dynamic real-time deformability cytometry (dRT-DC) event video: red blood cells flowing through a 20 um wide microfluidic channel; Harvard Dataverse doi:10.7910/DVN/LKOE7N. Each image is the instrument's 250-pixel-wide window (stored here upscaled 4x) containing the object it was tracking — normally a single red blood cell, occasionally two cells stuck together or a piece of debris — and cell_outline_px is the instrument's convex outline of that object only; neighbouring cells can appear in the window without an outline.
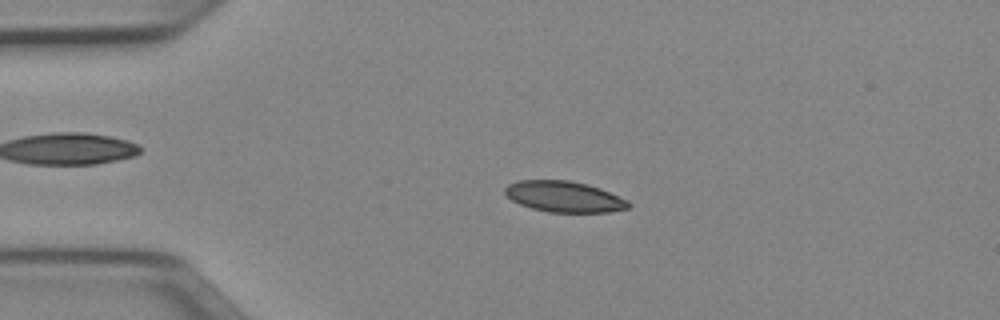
{"species": "Egyptian fruit bat (a non-hibernating species)", "species_latin": "Rousettus aegyptiacus", "temperature_condition": "cold", "stored_images_in_passage": 47, "camera_frame_rate_fps": 3000, "um_per_image_px": 0.085, "animal": {"sex": "female"}, "frame": {"image": 1, "passage_image": 7, "time_ms": 2.0, "image_size_px": [1000, 320], "cell_outline_px": [[632, 204], [628, 208], [608, 212], [548, 212], [532, 208], [520, 204], [512, 200], [504, 192], [504, 188], [508, 184], [516, 180], [568, 180], [588, 184], [600, 188], [628, 200]], "centroid_in_image_um": [47.95, 16.71], "position_along_channel_um": 37.1, "area_um2": 22.31}}
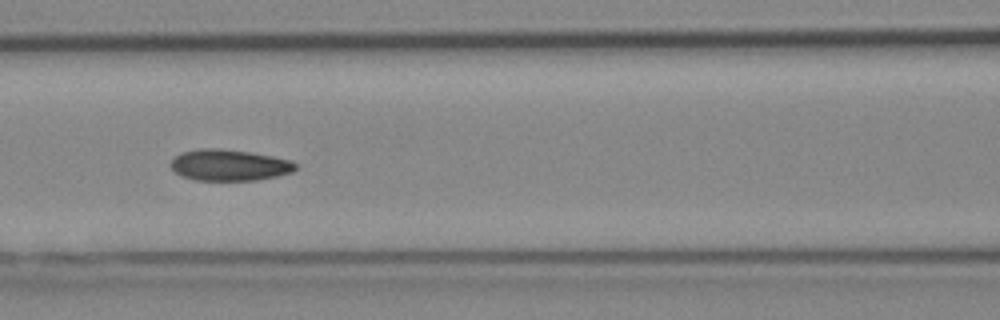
{"frame": {"image": 2, "passage_image": 18, "time_ms": 5.667, "image_size_px": [1000, 320], "cell_outline_px": [[296, 168], [292, 172], [276, 176], [256, 180], [196, 180], [180, 176], [168, 164], [172, 156], [180, 152], [200, 148], [220, 148], [252, 152], [292, 160], [296, 164]], "centroid_in_image_um": [19.43, 14.02], "position_along_channel_um": 147.2, "area_um2": 23.06}}
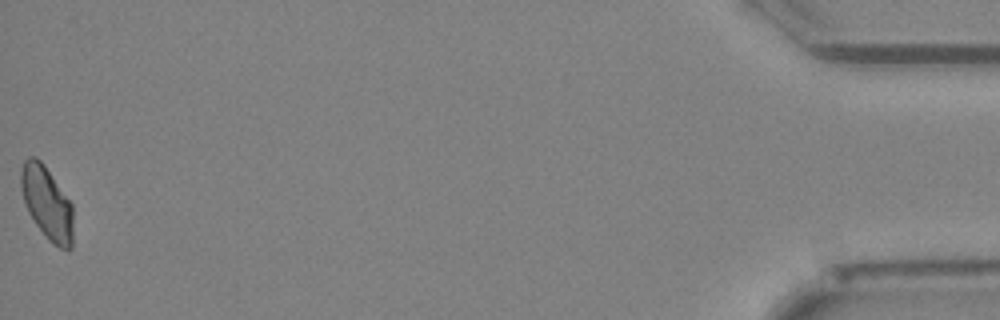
{"frame": {"image": 3, "passage_image": 47, "time_ms": 15.333, "image_size_px": [1000, 320], "cell_outline_px": [[72, 248], [60, 248], [52, 244], [48, 240], [36, 224], [28, 212], [20, 188], [20, 168], [24, 160], [28, 156], [36, 156], [44, 164], [72, 204]], "centroid_in_image_um": [3.96, 17.22], "position_along_channel_um": 431.2, "area_um2": 22.2}, "authors_computed_cell_mechanics": {"area_um2": 22.3686, "velocity_mm_per_s": 3.9441, "shape_relaxation_time_tau1_ms": 6.0291, "shape_relaxation_time_tau2_ms": 3.9319, "deformation_change_tau1": 0.1373, "deformation_change_tau2": 0.0828}}